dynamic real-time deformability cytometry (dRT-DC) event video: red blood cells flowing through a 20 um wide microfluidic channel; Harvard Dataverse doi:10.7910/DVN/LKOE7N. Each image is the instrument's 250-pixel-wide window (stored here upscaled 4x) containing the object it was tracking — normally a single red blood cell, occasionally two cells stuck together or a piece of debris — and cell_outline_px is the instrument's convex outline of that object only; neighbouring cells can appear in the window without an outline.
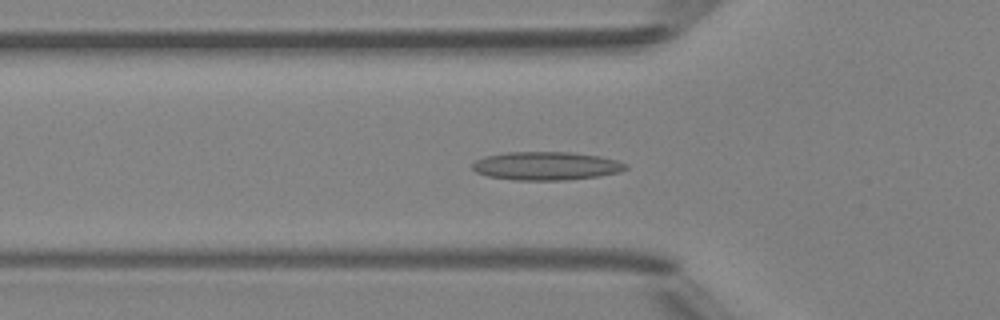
{"species": "Egyptian fruit bat (a non-hibernating species)", "species_latin": "Rousettus aegyptiacus", "temperature_condition": "room temperature", "stored_images_in_passage": 46, "camera_frame_rate_fps": 3000, "um_per_image_px": 0.085, "animal": {"sex": "female"}, "frame": {"image": 1, "passage_image": 16, "time_ms": 5.0, "image_size_px": [1000, 320], "cell_outline_px": [[628, 168], [620, 172], [600, 176], [564, 180], [516, 180], [488, 176], [476, 172], [472, 168], [472, 164], [476, 160], [484, 156], [508, 152], [572, 152], [600, 156], [616, 160], [628, 164]], "centroid_in_image_um": [46.45, 14.1], "position_along_channel_um": 79.4, "area_um2": 25.43}}
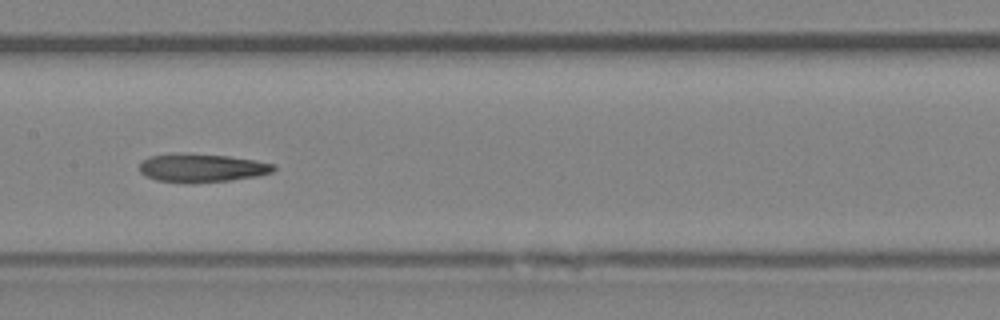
{"frame": {"image": 2, "passage_image": 24, "time_ms": 7.667, "image_size_px": [1000, 320], "cell_outline_px": [[276, 168], [272, 172], [256, 176], [232, 180], [188, 184], [184, 184], [156, 180], [144, 176], [140, 172], [140, 164], [148, 156], [228, 156], [256, 160], [276, 164]], "centroid_in_image_um": [17.2, 14.34], "position_along_channel_um": 190.2, "area_um2": 21.56}}
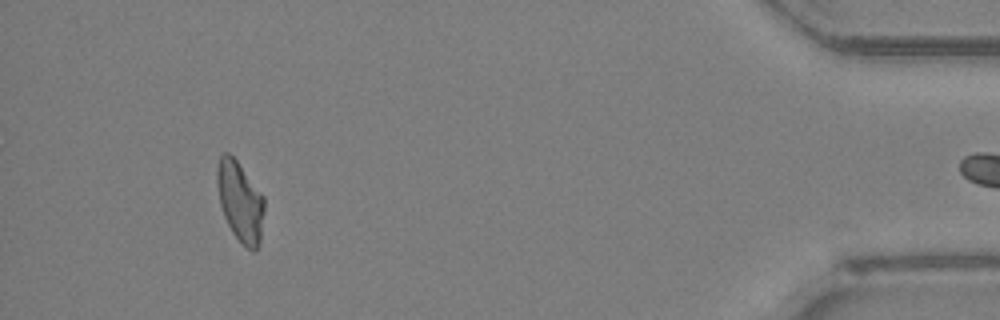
{"frame": {"image": 3, "passage_image": 45, "time_ms": 14.667, "image_size_px": [1000, 320], "cell_outline_px": [[264, 212], [260, 244], [252, 252], [232, 232], [224, 216], [220, 204], [216, 184], [216, 164], [220, 156], [224, 152], [228, 152], [236, 160], [264, 196]], "centroid_in_image_um": [20.4, 17.1], "position_along_channel_um": 414.8, "area_um2": 22.02}}